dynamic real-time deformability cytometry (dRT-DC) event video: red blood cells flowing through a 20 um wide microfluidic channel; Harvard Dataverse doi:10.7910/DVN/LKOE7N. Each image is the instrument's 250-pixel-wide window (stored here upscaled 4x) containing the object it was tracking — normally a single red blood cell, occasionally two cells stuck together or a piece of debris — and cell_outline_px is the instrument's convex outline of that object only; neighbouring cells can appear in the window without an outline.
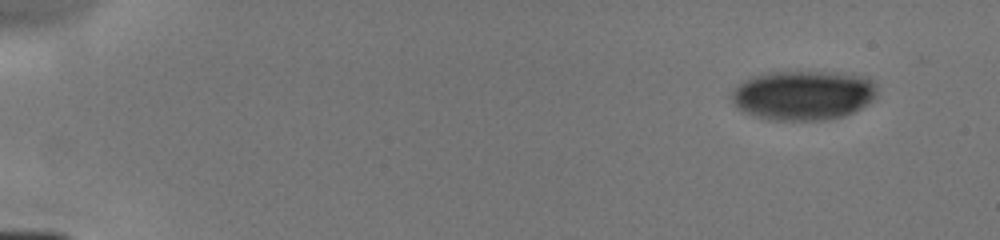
{"species": "human", "species_latin": "Homo sapiens", "temperature_condition": "cold", "stored_images_in_passage": 10, "camera_frame_rate_fps": 3000, "um_per_image_px": 0.085, "donor": {"sex": "male"}, "frame": {"image": 1, "passage_image": 1, "time_ms": 0.0, "image_size_px": [1000, 240], "cell_outline_px": [[876, 96], [868, 104], [844, 116], [824, 120], [768, 120], [752, 116], [736, 108], [732, 104], [732, 88], [744, 80], [752, 76], [768, 72], [824, 72], [868, 76], [876, 84]], "centroid_in_image_um": [68.24, 8.1], "position_along_channel_um": 16.8, "area_um2": 42.48}}
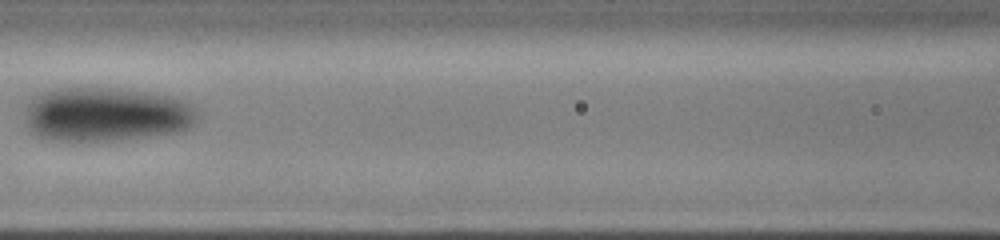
{"frame": {"image": 2, "passage_image": 6, "time_ms": 6.667, "image_size_px": [1000, 240], "cell_outline_px": [[196, 120], [188, 128], [176, 132], [112, 140], [48, 140], [36, 136], [28, 128], [24, 112], [24, 108], [32, 96], [56, 88], [116, 88], [168, 96], [192, 104], [196, 116]], "centroid_in_image_um": [8.92, 9.71], "position_along_channel_um": 157.7, "area_um2": 54.04}}
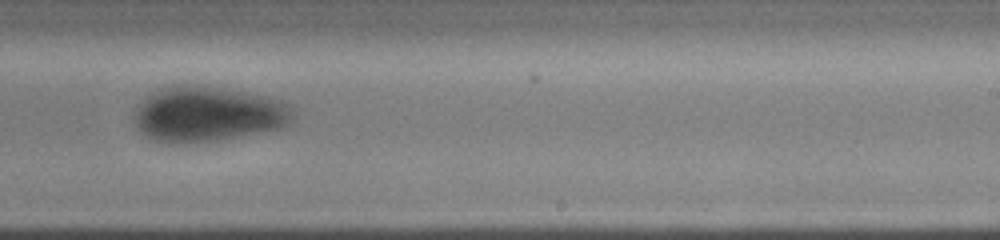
{"frame": {"image": 3, "passage_image": 9, "time_ms": 9.333, "image_size_px": [1000, 240], "cell_outline_px": [[292, 120], [288, 124], [280, 128], [216, 140], [176, 144], [168, 144], [156, 140], [140, 132], [136, 128], [132, 120], [132, 112], [136, 104], [152, 92], [160, 88], [176, 84], [200, 84], [244, 92], [284, 100], [292, 108]], "centroid_in_image_um": [17.57, 9.68], "position_along_channel_um": 271.4, "area_um2": 51.62}}